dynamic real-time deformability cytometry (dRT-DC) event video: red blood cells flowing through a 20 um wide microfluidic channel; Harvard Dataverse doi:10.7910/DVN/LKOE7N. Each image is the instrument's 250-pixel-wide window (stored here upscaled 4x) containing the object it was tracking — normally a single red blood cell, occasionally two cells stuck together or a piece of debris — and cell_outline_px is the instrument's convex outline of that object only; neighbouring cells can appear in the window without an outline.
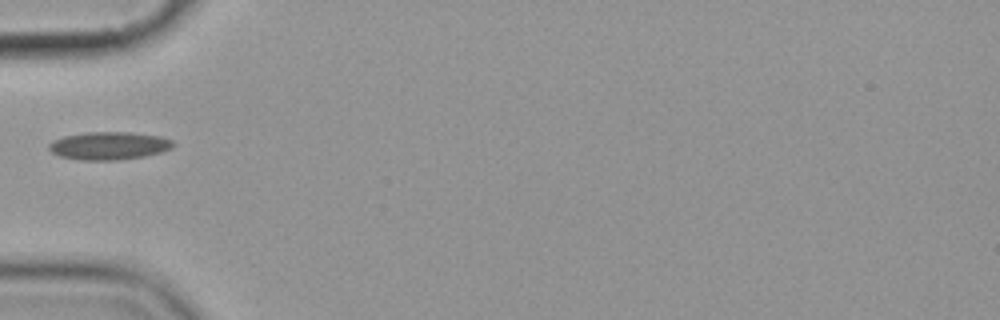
{"species": "common noctule bat (a hibernating species)", "species_latin": "Nyctalus noctula", "temperature_condition": "cold", "stored_images_in_passage": 1, "camera_frame_rate_fps": 3000, "um_per_image_px": 0.085, "animal": {"sex": "female", "body_mass_g": 19.9}, "frame": {"image": 1, "passage_image": 1, "time_ms": 0.0, "image_size_px": [1000, 320], "cell_outline_px": [[176, 144], [172, 148], [160, 152], [144, 156], [116, 160], [80, 160], [60, 156], [52, 152], [48, 148], [48, 144], [52, 140], [64, 136], [84, 132], [132, 132], [160, 136], [172, 140]], "centroid_in_image_um": [9.26, 12.38], "position_along_channel_um": 75.7, "area_um2": 20.29}}